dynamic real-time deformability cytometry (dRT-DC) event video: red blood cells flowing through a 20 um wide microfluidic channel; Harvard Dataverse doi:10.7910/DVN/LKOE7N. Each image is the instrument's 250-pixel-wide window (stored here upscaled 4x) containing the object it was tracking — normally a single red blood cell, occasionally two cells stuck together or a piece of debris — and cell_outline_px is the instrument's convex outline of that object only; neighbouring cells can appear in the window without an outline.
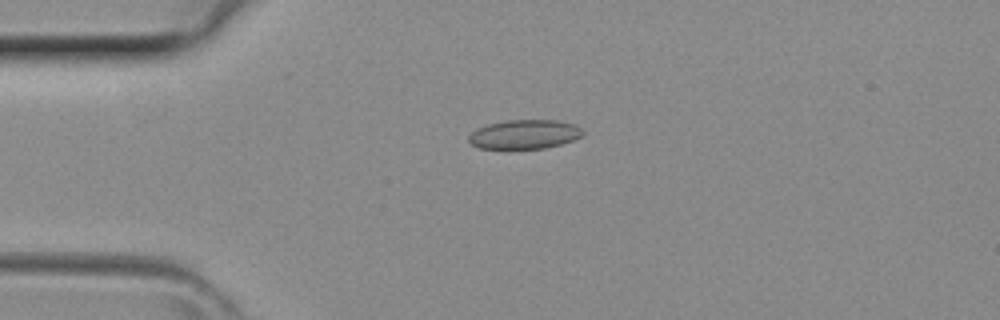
{"species": "common noctule bat (a hibernating species)", "species_latin": "Nyctalus noctula", "temperature_condition": "room temperature", "stored_images_in_passage": 7, "camera_frame_rate_fps": 3000, "um_per_image_px": 0.085, "animal": {"sex": "female", "body_mass_g": 29.2, "forearm_length_mm": 56.3}, "frame": {"image": 1, "passage_image": 1, "time_ms": 0.0, "image_size_px": [1000, 320], "cell_outline_px": [[584, 132], [580, 136], [572, 140], [560, 144], [544, 148], [480, 148], [472, 144], [468, 140], [468, 136], [476, 128], [488, 124], [508, 120], [556, 120], [576, 124]], "centroid_in_image_um": [44.57, 11.4], "position_along_channel_um": 40.4, "area_um2": 19.19}}
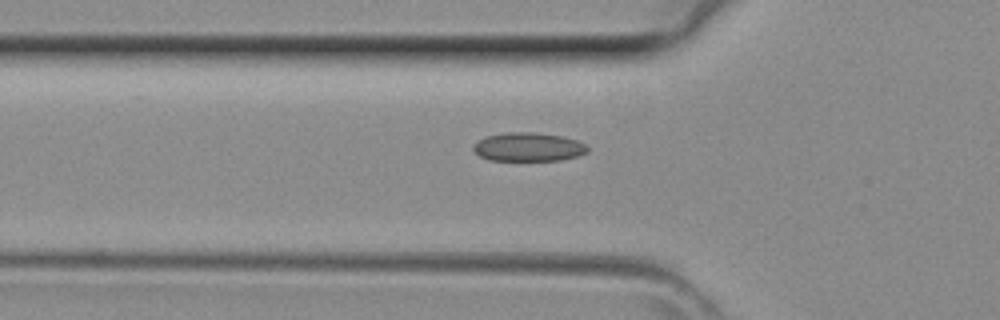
{"frame": {"image": 2, "passage_image": 5, "time_ms": 1.333, "image_size_px": [1000, 320], "cell_outline_px": [[588, 152], [576, 156], [560, 160], [488, 160], [480, 156], [472, 148], [472, 144], [488, 136], [504, 132], [532, 132], [560, 136], [576, 140], [584, 144], [588, 148]], "centroid_in_image_um": [44.88, 12.49], "position_along_channel_um": 80.9, "area_um2": 18.9}}